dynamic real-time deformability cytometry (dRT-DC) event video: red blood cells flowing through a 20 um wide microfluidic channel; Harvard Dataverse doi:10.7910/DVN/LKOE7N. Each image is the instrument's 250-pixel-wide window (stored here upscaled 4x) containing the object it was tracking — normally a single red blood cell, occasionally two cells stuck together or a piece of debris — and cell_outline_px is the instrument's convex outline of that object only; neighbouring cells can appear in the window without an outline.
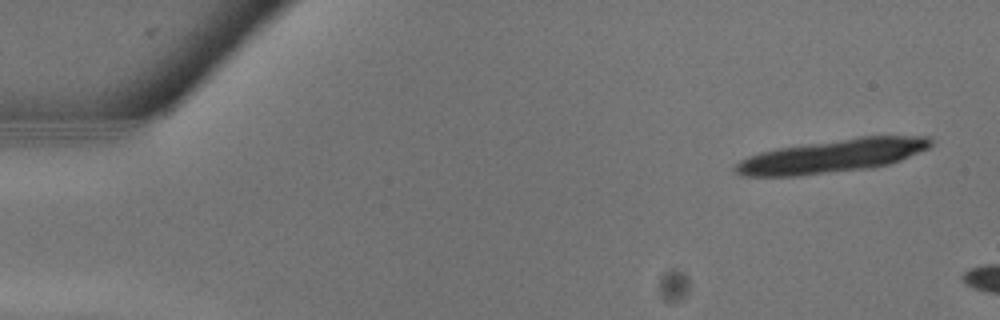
{"species": "common noctule bat (a hibernating species)", "species_latin": "Nyctalus noctula", "temperature_condition": "warm", "stored_images_in_passage": 5, "camera_frame_rate_fps": 3000, "um_per_image_px": 0.085, "animal": {"sex": "male", "body_mass_g": 13.3}, "frame": {"image": 1, "passage_image": 2, "time_ms": 0.333, "image_size_px": [1000, 320], "cell_outline_px": [[932, 144], [928, 148], [900, 160], [888, 164], [872, 168], [800, 176], [740, 176], [732, 168], [740, 160], [748, 156], [760, 152], [780, 148], [860, 136], [928, 136], [932, 140]], "centroid_in_image_um": [70.72, 13.27], "position_along_channel_um": 14.3, "area_um2": 37.8}}